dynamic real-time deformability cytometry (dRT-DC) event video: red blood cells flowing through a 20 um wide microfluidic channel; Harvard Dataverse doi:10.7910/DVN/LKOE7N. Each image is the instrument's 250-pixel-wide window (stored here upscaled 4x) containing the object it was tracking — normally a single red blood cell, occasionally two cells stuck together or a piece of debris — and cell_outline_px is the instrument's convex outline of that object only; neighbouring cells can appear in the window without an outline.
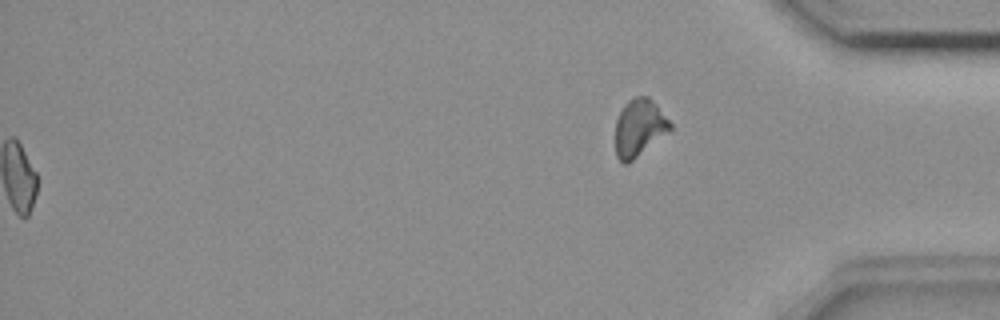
{"species": "common noctule bat (a hibernating species)", "species_latin": "Nyctalus noctula", "temperature_condition": "room temperature", "stored_images_in_passage": 56, "segment_of_instrument_passage": [2, 2], "camera_frame_rate_fps": 3000, "um_per_image_px": 0.085, "animal": {"sex": "female", "body_mass_g": 18.4}, "frame": {"image": 1, "passage_image": 56, "time_ms": 18.333, "image_size_px": [1000, 320], "cell_outline_px": [[672, 128], [628, 164], [624, 164], [616, 156], [616, 120], [624, 104], [632, 96], [648, 96], [656, 104], [672, 124]], "centroid_in_image_um": [54.31, 10.84], "position_along_channel_um": 380.9, "area_um2": 18.09}}